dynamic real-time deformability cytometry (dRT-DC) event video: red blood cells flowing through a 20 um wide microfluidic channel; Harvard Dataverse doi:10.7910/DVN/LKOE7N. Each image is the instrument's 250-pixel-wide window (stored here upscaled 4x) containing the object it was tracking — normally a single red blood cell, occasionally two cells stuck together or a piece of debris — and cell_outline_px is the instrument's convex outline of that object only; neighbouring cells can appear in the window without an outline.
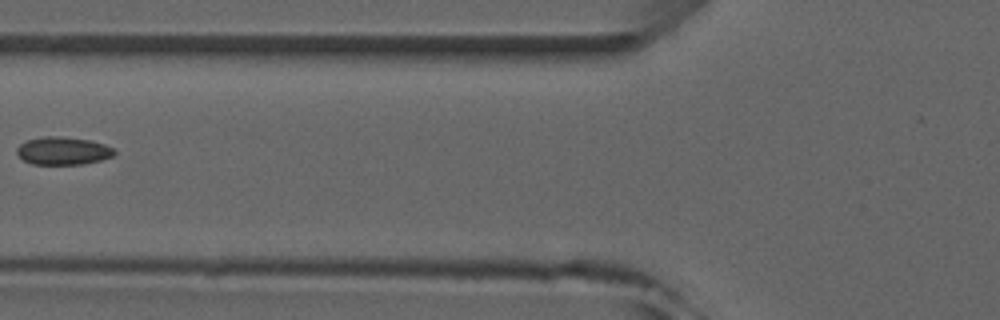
{"species": "common noctule bat (a hibernating species)", "species_latin": "Nyctalus noctula", "temperature_condition": "room temperature", "stored_images_in_passage": 7, "camera_frame_rate_fps": 3000, "um_per_image_px": 0.085, "animal": {"sex": "male", "forearm_length_mm": 52.5}, "frame": {"image": 1, "passage_image": 5, "time_ms": 5.667, "image_size_px": [1000, 320], "cell_outline_px": [[116, 152], [112, 156], [100, 160], [84, 164], [32, 164], [24, 160], [16, 152], [16, 148], [20, 144], [28, 140], [44, 136], [56, 136], [88, 140], [104, 144], [116, 148]], "centroid_in_image_um": [5.37, 12.82], "position_along_channel_um": 120.4, "area_um2": 15.72}}
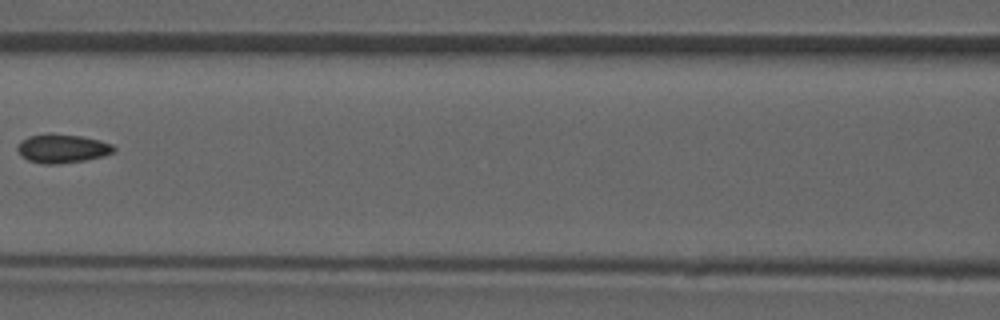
{"frame": {"image": 2, "passage_image": 6, "time_ms": 6.667, "image_size_px": [1000, 320], "cell_outline_px": [[116, 148], [112, 152], [104, 156], [84, 160], [56, 164], [44, 164], [28, 160], [20, 156], [16, 148], [20, 140], [28, 136], [48, 132], [80, 136], [100, 140], [112, 144]], "centroid_in_image_um": [5.24, 12.61], "position_along_channel_um": 161.4, "area_um2": 16.36}}